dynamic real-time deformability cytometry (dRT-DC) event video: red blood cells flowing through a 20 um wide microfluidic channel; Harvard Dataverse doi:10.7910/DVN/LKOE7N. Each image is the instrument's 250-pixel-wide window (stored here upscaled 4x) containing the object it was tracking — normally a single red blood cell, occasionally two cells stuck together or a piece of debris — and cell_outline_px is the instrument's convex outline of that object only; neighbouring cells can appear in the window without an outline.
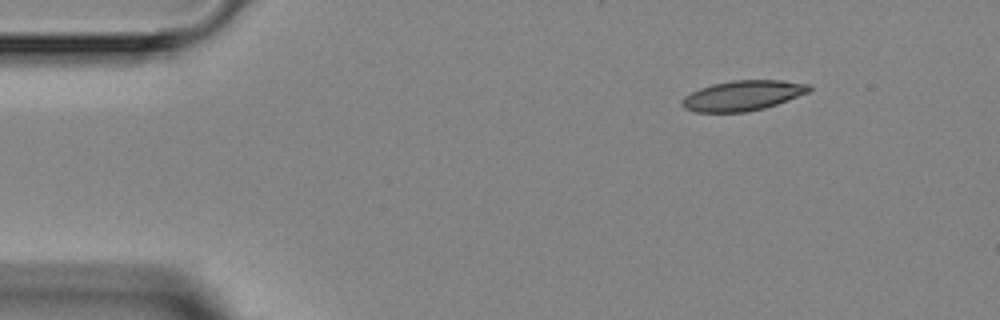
{"species": "Egyptian fruit bat (a non-hibernating species)", "species_latin": "Rousettus aegyptiacus", "temperature_condition": "room temperature", "stored_images_in_passage": 3, "camera_frame_rate_fps": 3000, "um_per_image_px": 0.085, "animal": {"sex": "female"}, "frame": {"image": 1, "passage_image": 1, "time_ms": 0.0, "image_size_px": [1000, 320], "cell_outline_px": [[812, 88], [808, 92], [776, 104], [764, 108], [748, 112], [696, 112], [684, 108], [680, 104], [680, 100], [684, 96], [700, 88], [712, 84], [732, 80], [784, 80], [812, 84]], "centroid_in_image_um": [63.12, 8.12], "position_along_channel_um": 21.9, "area_um2": 22.43}}